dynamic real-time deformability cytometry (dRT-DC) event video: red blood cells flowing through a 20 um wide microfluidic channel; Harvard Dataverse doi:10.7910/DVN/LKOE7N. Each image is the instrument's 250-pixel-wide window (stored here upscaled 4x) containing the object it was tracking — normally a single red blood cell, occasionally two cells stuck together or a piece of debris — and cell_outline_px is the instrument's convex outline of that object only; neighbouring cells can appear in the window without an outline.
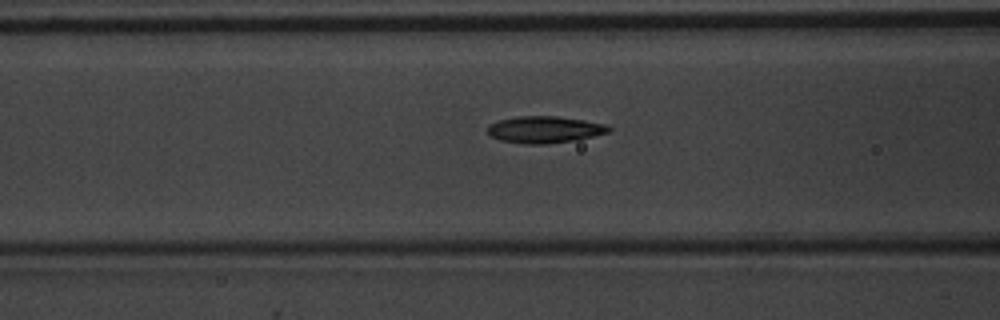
{"species": "common noctule bat (a hibernating species)", "species_latin": "Nyctalus noctula", "temperature_condition": "warm", "stored_images_in_passage": 30, "camera_frame_rate_fps": 3000, "um_per_image_px": 0.085, "animal": {"sex": "male", "body_mass_g": 20.1, "forearm_length_mm": 53.5}, "frame": {"image": 1, "passage_image": 9, "time_ms": 2.667, "image_size_px": [1000, 320], "cell_outline_px": [[612, 128], [608, 132], [576, 140], [548, 144], [524, 144], [500, 140], [492, 136], [488, 132], [488, 124], [500, 120], [520, 116], [556, 116], [584, 120], [608, 124]], "centroid_in_image_um": [46.31, 11.01], "position_along_channel_um": 120.3, "area_um2": 18.9}}
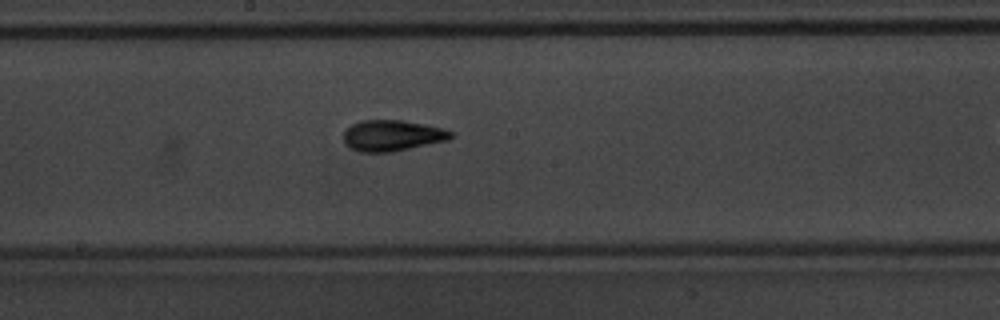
{"frame": {"image": 2, "passage_image": 16, "time_ms": 5.0, "image_size_px": [1000, 320], "cell_outline_px": [[452, 136], [448, 140], [392, 152], [360, 152], [352, 148], [344, 140], [344, 132], [352, 124], [360, 120], [400, 120], [424, 124], [444, 128], [452, 132]], "centroid_in_image_um": [33.35, 11.51], "position_along_channel_um": 214.8, "area_um2": 19.19}}
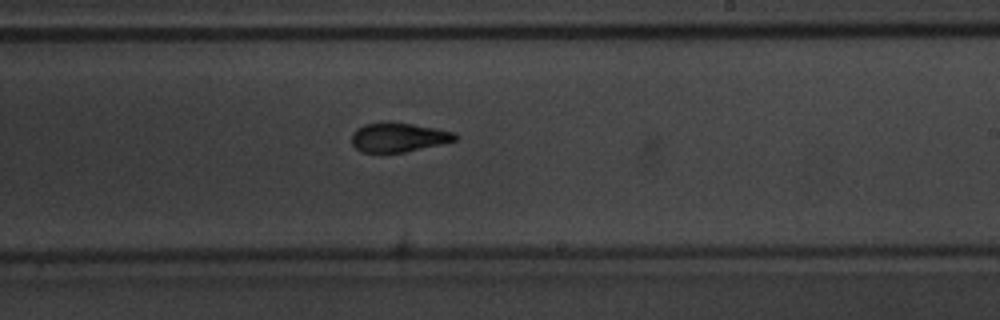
{"frame": {"image": 3, "passage_image": 19, "time_ms": 6.0, "image_size_px": [1000, 320], "cell_outline_px": [[460, 136], [456, 140], [440, 144], [404, 152], [360, 152], [352, 144], [352, 132], [356, 128], [364, 124], [380, 120], [392, 120], [436, 128], [452, 132]], "centroid_in_image_um": [33.82, 11.63], "position_along_channel_um": 255.2, "area_um2": 18.03}}